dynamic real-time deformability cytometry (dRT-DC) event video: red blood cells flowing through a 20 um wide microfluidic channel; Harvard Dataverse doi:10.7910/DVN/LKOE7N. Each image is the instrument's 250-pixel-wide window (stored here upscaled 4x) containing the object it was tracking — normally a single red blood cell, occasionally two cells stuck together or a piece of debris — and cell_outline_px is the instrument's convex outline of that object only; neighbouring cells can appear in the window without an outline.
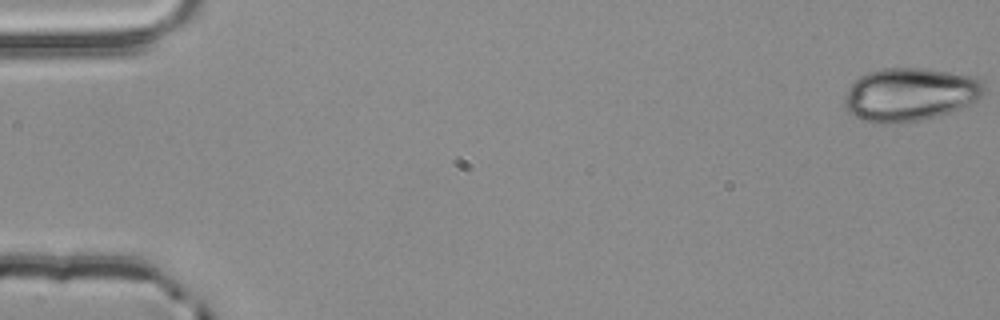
{"species": "common noctule bat (a hibernating species)", "species_latin": "Nyctalus noctula", "temperature_condition": "room temperature", "stored_images_in_passage": 54, "camera_frame_rate_fps": 3000, "um_per_image_px": 0.085, "animal": {"sex": "male", "body_mass_g": 20.4}, "frame": {"image": 1, "passage_image": 1, "time_ms": 0.0, "image_size_px": [1000, 320], "cell_outline_px": [[984, 92], [976, 100], [960, 108], [936, 116], [920, 120], [884, 124], [880, 124], [864, 120], [848, 112], [844, 100], [848, 88], [860, 76], [868, 72], [884, 68], [924, 68], [972, 76], [980, 80], [984, 84]], "centroid_in_image_um": [77.33, 8.02], "position_along_channel_um": 7.7, "area_um2": 42.83}}
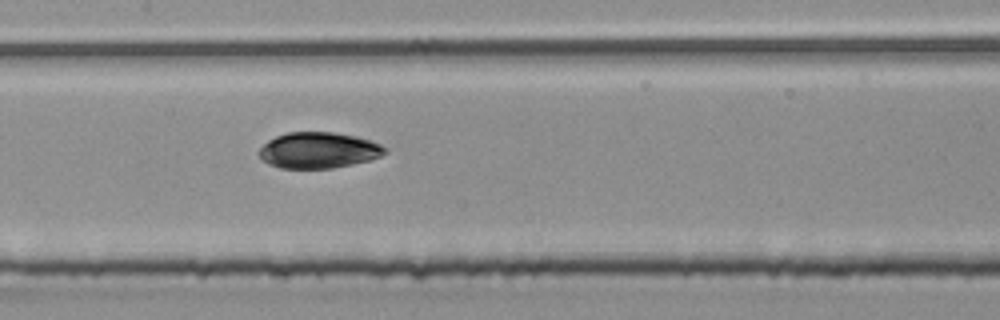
{"frame": {"image": 2, "passage_image": 27, "time_ms": 8.667, "image_size_px": [1000, 320], "cell_outline_px": [[388, 152], [380, 156], [368, 160], [352, 164], [332, 168], [280, 168], [268, 164], [256, 152], [268, 140], [276, 136], [288, 132], [336, 132], [356, 136], [380, 144], [388, 148]], "centroid_in_image_um": [27.07, 12.77], "position_along_channel_um": 180.3, "area_um2": 26.41}}
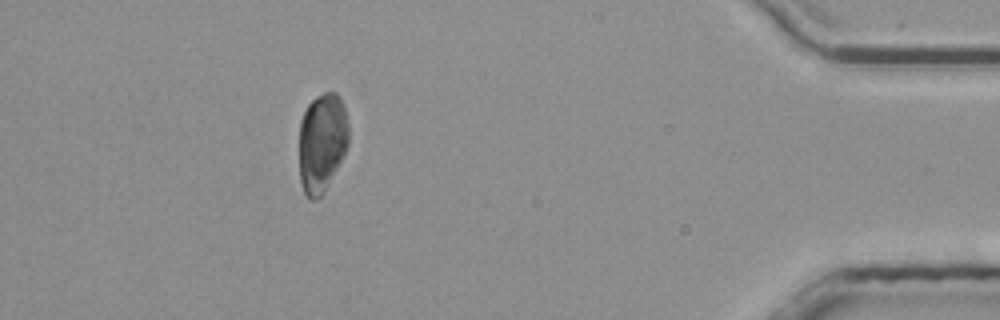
{"frame": {"image": 3, "passage_image": 49, "time_ms": 16.0, "image_size_px": [1000, 320], "cell_outline_px": [[348, 144], [344, 156], [324, 192], [316, 200], [308, 200], [304, 192], [300, 180], [300, 120], [308, 104], [316, 96], [324, 92], [336, 92], [340, 96], [344, 104], [348, 124]], "centroid_in_image_um": [27.38, 12.1], "position_along_channel_um": 407.8, "area_um2": 28.84}, "authors_computed_cell_mechanics": {"area_um2": 28.611, "velocity_mm_per_s": 3.873, "shape_relaxation_time_tau1_ms": 2.2297, "shape_relaxation_time_tau2_ms": 3.1064, "deformation_change_tau1": 0.0968, "deformation_change_tau2": 0.0415}}